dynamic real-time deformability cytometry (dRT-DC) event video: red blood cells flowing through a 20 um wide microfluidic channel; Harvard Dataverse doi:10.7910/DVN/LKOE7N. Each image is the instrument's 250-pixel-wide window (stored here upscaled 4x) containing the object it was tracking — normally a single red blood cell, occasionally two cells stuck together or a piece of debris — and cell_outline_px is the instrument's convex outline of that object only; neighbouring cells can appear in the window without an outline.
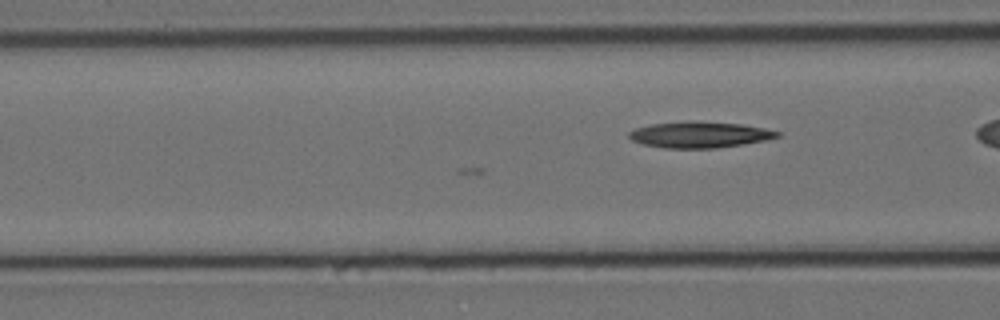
{"species": "Egyptian fruit bat (a non-hibernating species)", "species_latin": "Rousettus aegyptiacus", "temperature_condition": "cold", "stored_images_in_passage": 4, "camera_frame_rate_fps": 3000, "um_per_image_px": 0.085, "animal": {"sex": "female"}, "frame": {"image": 1, "passage_image": 4, "time_ms": 1.0, "image_size_px": [1000, 320], "cell_outline_px": [[784, 132], [780, 136], [764, 140], [744, 144], [716, 148], [664, 148], [644, 144], [632, 140], [628, 136], [628, 132], [636, 128], [652, 124], [688, 120], [692, 120], [740, 124], [764, 128]], "centroid_in_image_um": [59.48, 11.44], "position_along_channel_um": 107.1, "area_um2": 22.66}}